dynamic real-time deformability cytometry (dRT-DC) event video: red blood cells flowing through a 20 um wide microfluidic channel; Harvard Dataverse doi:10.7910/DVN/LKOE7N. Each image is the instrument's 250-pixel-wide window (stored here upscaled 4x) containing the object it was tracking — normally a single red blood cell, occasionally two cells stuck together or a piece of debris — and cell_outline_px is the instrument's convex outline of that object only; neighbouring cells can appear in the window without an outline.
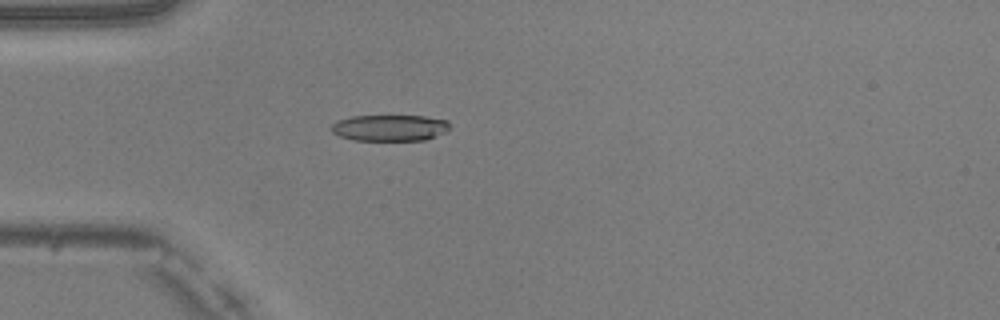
{"species": "common noctule bat (a hibernating species)", "species_latin": "Nyctalus noctula", "temperature_condition": "warm", "stored_images_in_passage": 39, "camera_frame_rate_fps": 3000, "um_per_image_px": 0.085, "animal": {"sex": "male", "body_mass_g": 20.5, "forearm_length_mm": 52.5}, "frame": {"image": 1, "passage_image": 2, "time_ms": 0.333, "image_size_px": [1000, 320], "cell_outline_px": [[448, 128], [444, 132], [424, 140], [352, 140], [340, 136], [332, 132], [328, 128], [336, 120], [352, 116], [424, 116], [448, 120]], "centroid_in_image_um": [33.06, 10.86], "position_along_channel_um": 51.9, "area_um2": 18.09}}
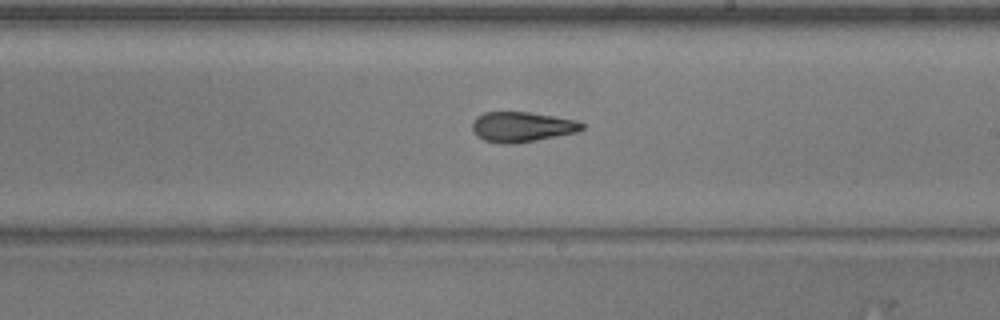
{"frame": {"image": 2, "passage_image": 17, "time_ms": 5.333, "image_size_px": [1000, 320], "cell_outline_px": [[584, 128], [576, 132], [516, 144], [500, 144], [484, 140], [476, 136], [472, 132], [472, 120], [476, 116], [484, 112], [528, 112], [576, 120], [584, 124]], "centroid_in_image_um": [44.3, 10.79], "position_along_channel_um": 244.7, "area_um2": 19.36}}
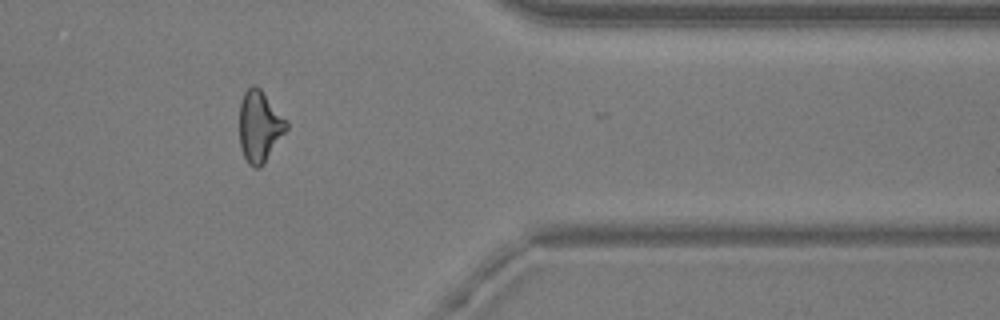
{"frame": {"image": 3, "passage_image": 29, "time_ms": 9.333, "image_size_px": [1000, 320], "cell_outline_px": [[288, 128], [260, 168], [252, 168], [248, 164], [240, 148], [240, 100], [244, 92], [252, 84], [256, 84], [260, 88], [288, 120]], "centroid_in_image_um": [22.06, 10.72], "position_along_channel_um": 389.3, "area_um2": 19.65}, "authors_computed_cell_mechanics": {"area_um2": 19.4786, "velocity_mm_per_s": 4.0387, "shape_relaxation_time_tau1_ms": null, "shape_relaxation_time_tau2_ms": 2.0694, "deformation_change_tau1": null, "deformation_change_tau2": 0.1043}}